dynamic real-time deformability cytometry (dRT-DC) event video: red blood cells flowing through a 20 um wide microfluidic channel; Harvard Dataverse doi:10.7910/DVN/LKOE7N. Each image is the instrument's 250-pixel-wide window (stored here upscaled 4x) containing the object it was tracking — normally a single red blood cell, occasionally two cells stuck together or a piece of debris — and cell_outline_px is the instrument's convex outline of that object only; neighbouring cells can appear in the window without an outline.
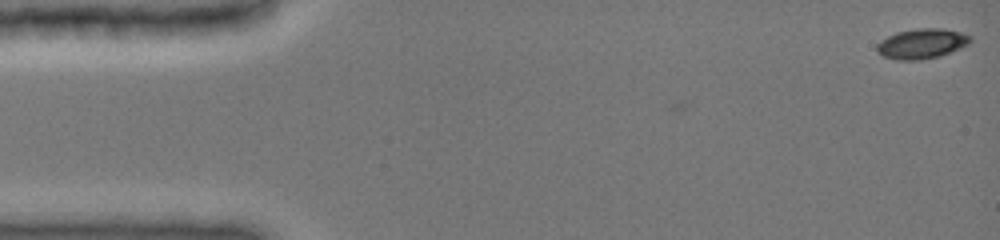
{"species": "common noctule bat (a hibernating species)", "species_latin": "Nyctalus noctula", "temperature_condition": "cold", "stored_images_in_passage": 3, "camera_frame_rate_fps": 3000, "um_per_image_px": 0.085, "animal": {"sex": "female", "body_mass_g": 19.0, "forearm_length_mm": 51.5}, "frame": {"image": 1, "passage_image": 1, "time_ms": 0.0, "image_size_px": [1000, 240], "cell_outline_px": [[972, 40], [968, 44], [960, 48], [940, 56], [920, 60], [896, 60], [884, 56], [876, 52], [876, 44], [888, 36], [896, 32], [916, 28], [940, 28], [960, 32], [972, 36]], "centroid_in_image_um": [78.34, 3.71], "position_along_channel_um": 6.7, "area_um2": 16.42}}